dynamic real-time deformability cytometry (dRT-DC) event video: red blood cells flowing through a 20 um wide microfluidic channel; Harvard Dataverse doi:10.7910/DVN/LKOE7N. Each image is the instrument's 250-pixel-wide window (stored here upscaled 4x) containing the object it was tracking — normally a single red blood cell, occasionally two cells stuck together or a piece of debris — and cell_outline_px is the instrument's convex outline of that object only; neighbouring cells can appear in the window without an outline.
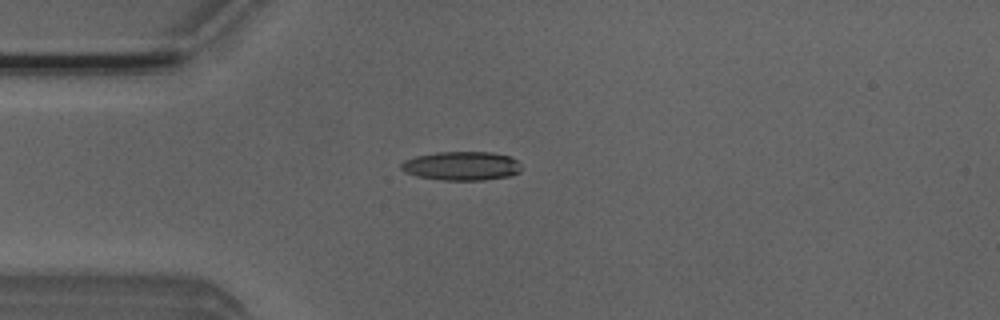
{"species": "Egyptian fruit bat (a non-hibernating species)", "species_latin": "Rousettus aegyptiacus", "temperature_condition": "room temperature", "stored_images_in_passage": 32, "camera_frame_rate_fps": 3000, "um_per_image_px": 0.085, "animal": {"sex": "male"}, "frame": {"image": 1, "passage_image": 1, "time_ms": 0.0, "image_size_px": [1000, 320], "cell_outline_px": [[520, 172], [512, 176], [484, 180], [440, 180], [416, 176], [404, 172], [400, 168], [400, 164], [404, 160], [416, 156], [436, 152], [492, 152], [508, 156], [516, 160], [520, 164]], "centroid_in_image_um": [39.22, 14.11], "position_along_channel_um": 45.8, "area_um2": 20.4}}
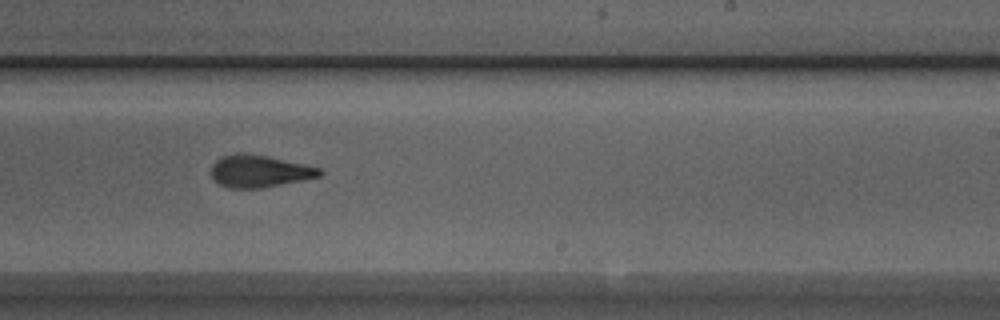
{"frame": {"image": 2, "passage_image": 19, "time_ms": 6.0, "image_size_px": [1000, 320], "cell_outline_px": [[324, 172], [320, 176], [260, 188], [228, 188], [220, 184], [212, 176], [212, 164], [220, 156], [236, 152], [244, 152], [268, 156], [304, 164], [320, 168]], "centroid_in_image_um": [22.02, 14.52], "position_along_channel_um": 267.0, "area_um2": 20.29}}
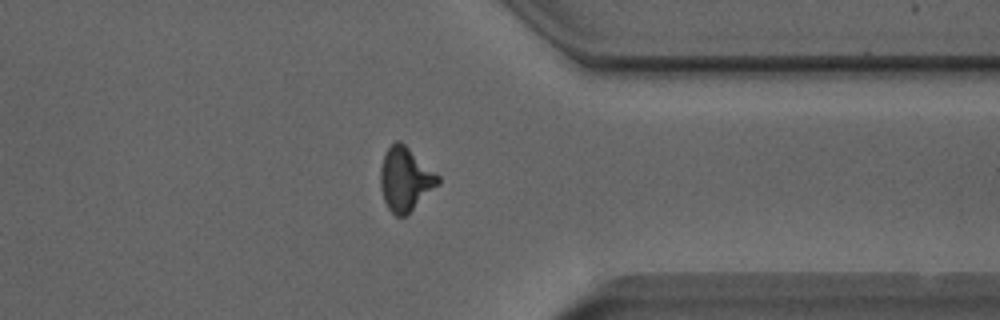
{"frame": {"image": 3, "passage_image": 28, "time_ms": 9.0, "image_size_px": [1000, 320], "cell_outline_px": [[440, 184], [404, 216], [396, 216], [388, 208], [384, 200], [380, 184], [380, 168], [384, 152], [396, 140], [400, 140], [440, 176]], "centroid_in_image_um": [34.44, 15.2], "position_along_channel_um": 377.0, "area_um2": 21.21}, "authors_computed_cell_mechanics": {"area_um2": 20.8369, "velocity_mm_per_s": 3.923, "shape_relaxation_time_tau1_ms": 5.899, "shape_relaxation_time_tau2_ms": 2.0851, "deformation_change_tau1": 0.1896, "deformation_change_tau2": 0.1077}}